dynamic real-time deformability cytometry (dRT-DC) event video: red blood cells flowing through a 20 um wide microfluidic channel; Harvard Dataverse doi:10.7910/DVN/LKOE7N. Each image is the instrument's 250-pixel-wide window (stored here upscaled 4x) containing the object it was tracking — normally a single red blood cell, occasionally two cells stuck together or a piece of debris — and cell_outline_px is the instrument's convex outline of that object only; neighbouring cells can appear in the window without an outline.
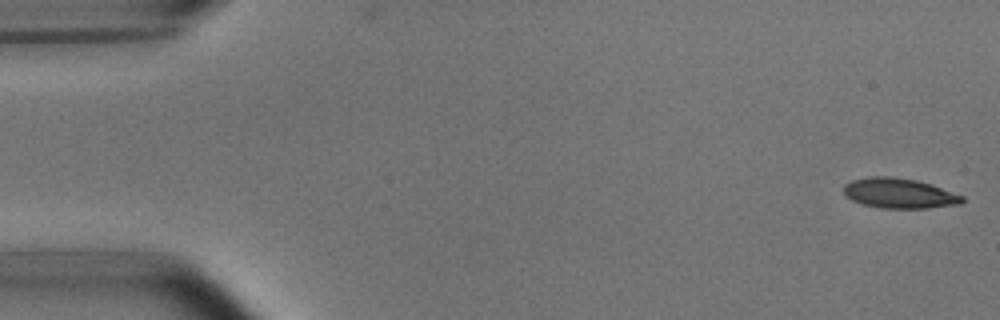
{"species": "common noctule bat (a hibernating species)", "species_latin": "Nyctalus noctula", "temperature_condition": "room temperature", "stored_images_in_passage": 5, "camera_frame_rate_fps": 3000, "um_per_image_px": 0.085, "animal": {"sex": "male", "body_mass_g": 15.6}, "frame": {"image": 1, "passage_image": 1, "time_ms": 0.0, "image_size_px": [1000, 320], "cell_outline_px": [[964, 200], [960, 204], [928, 208], [880, 208], [864, 204], [852, 200], [844, 196], [844, 184], [852, 180], [868, 176], [888, 176], [916, 180], [932, 184], [964, 196]], "centroid_in_image_um": [76.43, 16.42], "position_along_channel_um": 8.6, "area_um2": 20.87}}
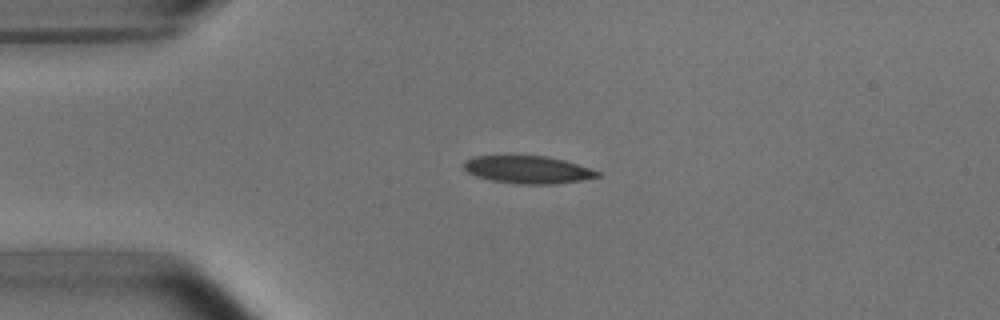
{"frame": {"image": 2, "passage_image": 4, "time_ms": 3.667, "image_size_px": [1000, 320], "cell_outline_px": [[600, 176], [580, 180], [552, 184], [520, 184], [492, 180], [476, 176], [468, 172], [464, 168], [464, 160], [476, 156], [548, 156], [564, 160], [600, 172]], "centroid_in_image_um": [44.84, 14.42], "position_along_channel_um": 40.2, "area_um2": 21.15}}